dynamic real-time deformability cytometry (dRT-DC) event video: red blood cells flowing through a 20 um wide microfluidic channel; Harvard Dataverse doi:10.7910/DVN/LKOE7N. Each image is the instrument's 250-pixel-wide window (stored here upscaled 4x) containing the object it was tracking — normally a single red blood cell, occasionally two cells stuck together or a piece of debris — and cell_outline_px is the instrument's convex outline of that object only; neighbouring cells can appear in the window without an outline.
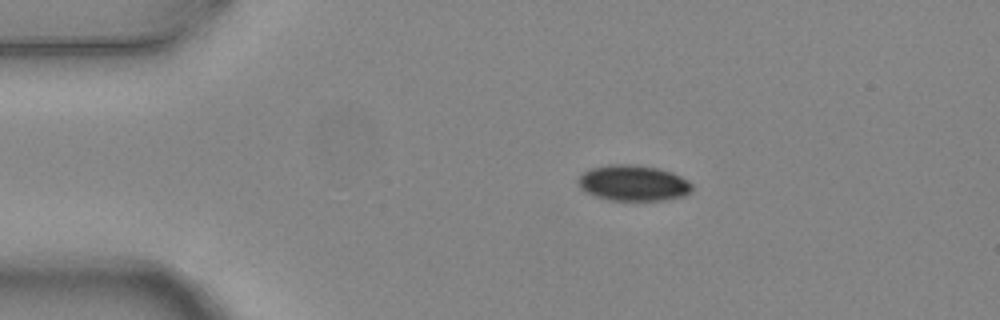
{"species": "common noctule bat (a hibernating species)", "species_latin": "Nyctalus noctula", "temperature_condition": "warm", "stored_images_in_passage": 6, "camera_frame_rate_fps": 3000, "um_per_image_px": 0.085, "animal": {"sex": "female", "body_mass_g": 24.6, "forearm_length_mm": 56.2}, "frame": {"image": 1, "passage_image": 1, "time_ms": 0.0, "image_size_px": [1000, 320], "cell_outline_px": [[692, 192], [684, 196], [664, 200], [608, 200], [596, 196], [580, 188], [576, 180], [584, 172], [592, 168], [608, 164], [628, 164], [656, 168], [672, 172], [688, 180], [692, 184]], "centroid_in_image_um": [53.84, 15.56], "position_along_channel_um": 31.2, "area_um2": 23.7}}
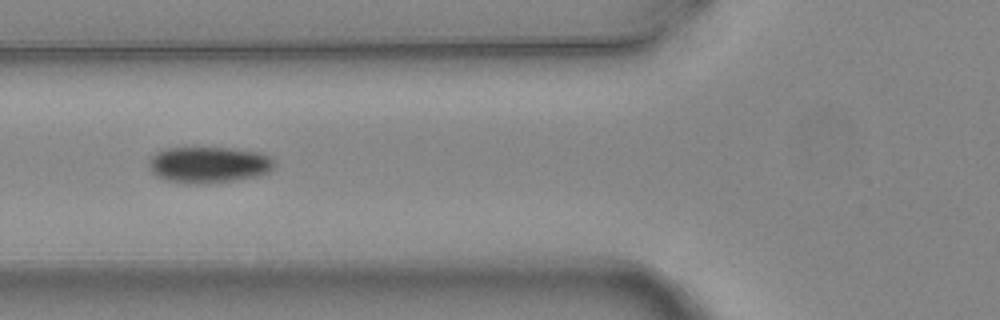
{"frame": {"image": 2, "passage_image": 4, "time_ms": 1.0, "image_size_px": [1000, 320], "cell_outline_px": [[276, 164], [268, 172], [260, 176], [236, 180], [204, 184], [184, 184], [168, 180], [156, 176], [152, 172], [148, 164], [148, 160], [156, 152], [164, 148], [232, 148], [260, 152], [272, 156]], "centroid_in_image_um": [17.76, 14.01], "position_along_channel_um": 108.0, "area_um2": 26.93}}
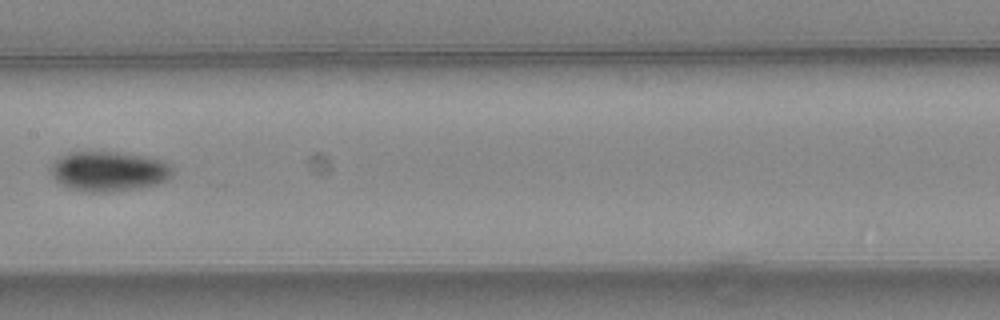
{"frame": {"image": 3, "passage_image": 6, "time_ms": 1.667, "image_size_px": [1000, 320], "cell_outline_px": [[172, 176], [156, 184], [140, 188], [112, 192], [84, 192], [68, 188], [60, 184], [52, 176], [48, 168], [52, 160], [56, 156], [68, 152], [120, 152], [148, 156], [172, 164]], "centroid_in_image_um": [9.18, 14.55], "position_along_channel_um": 198.2, "area_um2": 29.02}}